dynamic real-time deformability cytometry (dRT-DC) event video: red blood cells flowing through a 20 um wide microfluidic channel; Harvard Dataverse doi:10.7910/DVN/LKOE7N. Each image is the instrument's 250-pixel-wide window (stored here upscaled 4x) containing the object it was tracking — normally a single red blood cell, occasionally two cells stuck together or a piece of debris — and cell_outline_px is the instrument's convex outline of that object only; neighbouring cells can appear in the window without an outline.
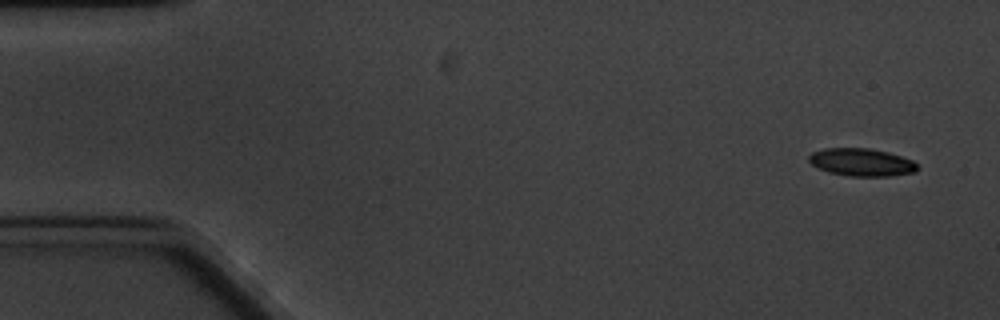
{"species": "common noctule bat (a hibernating species)", "species_latin": "Nyctalus noctula", "temperature_condition": "cold", "stored_images_in_passage": 7, "segment_of_instrument_passage": [2, 2], "camera_frame_rate_fps": 3000, "um_per_image_px": 0.085, "animal": {"sex": "male", "body_mass_g": 20.1, "forearm_length_mm": 53.5}, "frame": {"image": 1, "passage_image": 7, "time_ms": 7.0, "image_size_px": [1000, 320], "cell_outline_px": [[920, 168], [916, 172], [888, 176], [848, 176], [828, 172], [816, 168], [808, 160], [808, 156], [812, 152], [824, 148], [868, 148], [888, 152], [912, 160]], "centroid_in_image_um": [73.21, 13.79], "position_along_channel_um": 11.8, "area_um2": 17.63}}